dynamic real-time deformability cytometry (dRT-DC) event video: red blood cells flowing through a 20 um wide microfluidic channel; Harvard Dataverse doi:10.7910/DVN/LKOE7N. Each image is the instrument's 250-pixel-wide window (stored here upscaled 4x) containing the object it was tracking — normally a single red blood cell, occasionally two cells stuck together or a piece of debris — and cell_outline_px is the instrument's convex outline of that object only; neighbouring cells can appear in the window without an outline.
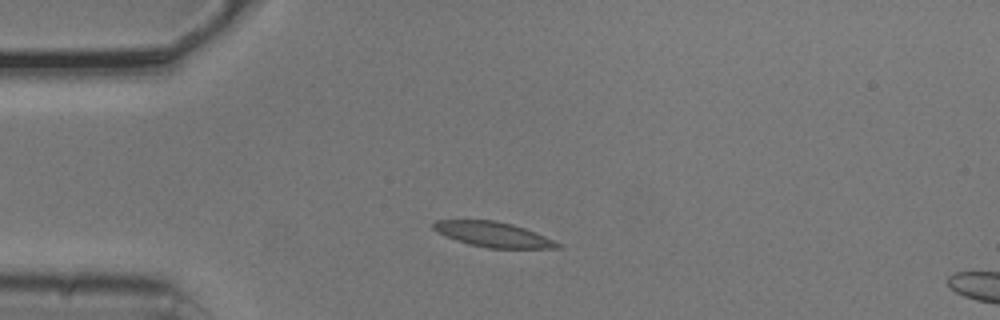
{"species": "common noctule bat (a hibernating species)", "species_latin": "Nyctalus noctula", "temperature_condition": "cold", "stored_images_in_passage": 3, "camera_frame_rate_fps": 3000, "um_per_image_px": 0.085, "animal": {"sex": "male", "body_mass_g": 20.5, "forearm_length_mm": 52.5}, "frame": {"image": 1, "passage_image": 2, "time_ms": 0.333, "image_size_px": [1000, 320], "cell_outline_px": [[560, 248], [488, 248], [468, 244], [456, 240], [436, 232], [432, 228], [432, 224], [436, 220], [496, 220], [512, 224], [536, 232], [560, 244]], "centroid_in_image_um": [41.87, 19.92], "position_along_channel_um": 43.1, "area_um2": 18.03}}